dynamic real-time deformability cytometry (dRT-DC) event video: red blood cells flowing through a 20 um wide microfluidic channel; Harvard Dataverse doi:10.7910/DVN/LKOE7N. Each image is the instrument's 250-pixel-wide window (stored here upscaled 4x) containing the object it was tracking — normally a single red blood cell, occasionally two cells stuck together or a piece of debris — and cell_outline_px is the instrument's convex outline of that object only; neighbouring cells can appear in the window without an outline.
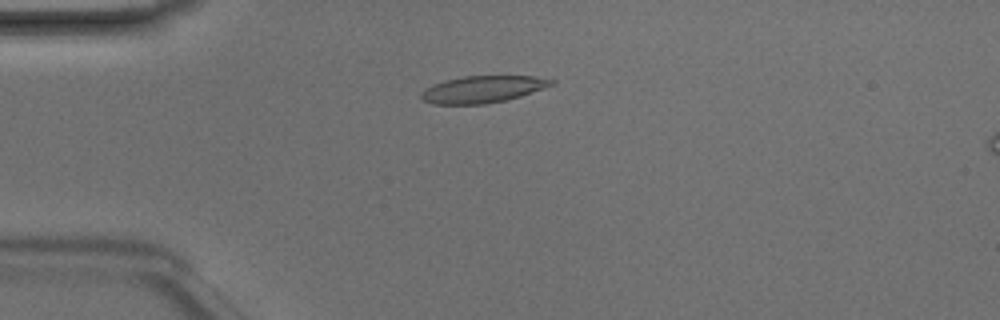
{"species": "Egyptian fruit bat (a non-hibernating species)", "species_latin": "Rousettus aegyptiacus", "temperature_condition": "room temperature", "stored_images_in_passage": 37, "camera_frame_rate_fps": 3000, "um_per_image_px": 0.085, "animal": {"sex": "male"}, "frame": {"image": 1, "passage_image": 1, "time_ms": 0.0, "image_size_px": [1000, 320], "cell_outline_px": [[556, 80], [552, 84], [520, 96], [504, 100], [484, 104], [432, 104], [424, 100], [420, 96], [420, 92], [424, 88], [432, 84], [444, 80], [464, 76], [536, 76]], "centroid_in_image_um": [40.96, 7.58], "position_along_channel_um": 44.0, "area_um2": 20.29}}
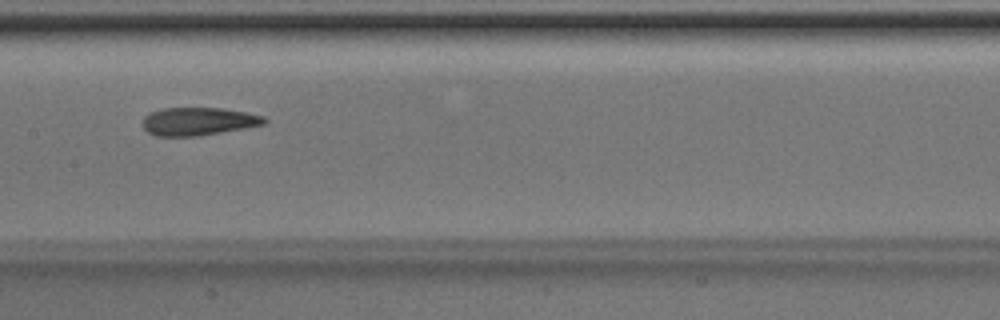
{"frame": {"image": 2, "passage_image": 13, "time_ms": 4.0, "image_size_px": [1000, 320], "cell_outline_px": [[268, 120], [264, 124], [244, 128], [200, 136], [156, 136], [148, 132], [140, 124], [144, 116], [152, 112], [164, 108], [220, 108], [244, 112], [264, 116]], "centroid_in_image_um": [16.82, 10.32], "position_along_channel_um": 190.6, "area_um2": 19.83}}
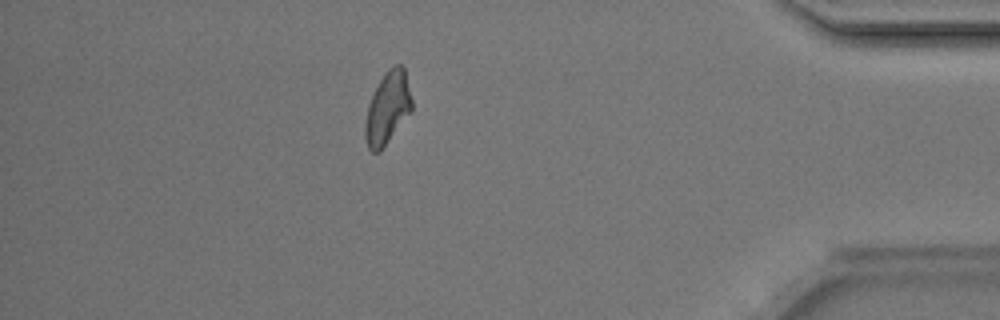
{"frame": {"image": 3, "passage_image": 31, "time_ms": 10.0, "image_size_px": [1000, 320], "cell_outline_px": [[412, 108], [380, 152], [372, 152], [368, 148], [364, 136], [364, 124], [368, 104], [380, 80], [388, 68], [392, 64], [400, 64], [404, 68], [412, 100]], "centroid_in_image_um": [32.92, 9.18], "position_along_channel_um": 402.3, "area_um2": 19.36}, "authors_computed_cell_mechanics": {"area_um2": 19.8832, "velocity_mm_per_s": 4.2196, "shape_relaxation_time_tau1_ms": 6.1622, "shape_relaxation_time_tau2_ms": 5.4346, "deformation_change_tau1": 0.2115, "deformation_change_tau2": 0.1124}}